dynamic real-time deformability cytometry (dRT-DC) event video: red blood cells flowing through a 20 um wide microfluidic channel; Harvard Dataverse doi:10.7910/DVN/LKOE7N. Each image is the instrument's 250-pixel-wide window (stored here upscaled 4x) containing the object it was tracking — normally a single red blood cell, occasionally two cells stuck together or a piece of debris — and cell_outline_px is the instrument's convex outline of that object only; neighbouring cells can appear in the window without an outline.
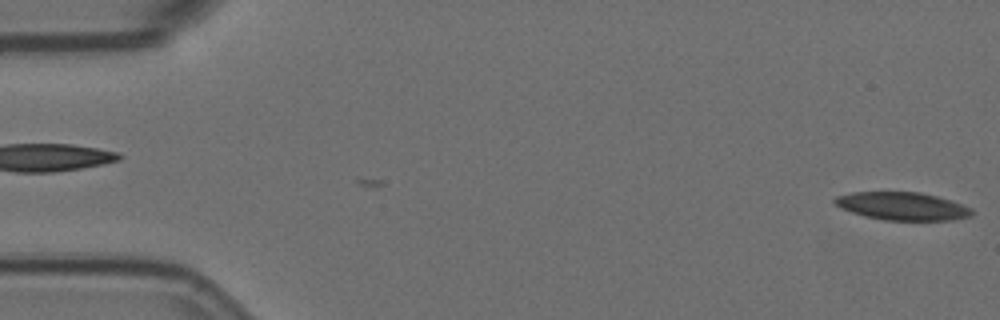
{"species": "Egyptian fruit bat (a non-hibernating species)", "species_latin": "Rousettus aegyptiacus", "temperature_condition": "room temperature", "stored_images_in_passage": 7, "camera_frame_rate_fps": 3000, "um_per_image_px": 0.085, "animal": {"sex": "female"}, "frame": {"image": 1, "passage_image": 7, "time_ms": 2.0, "image_size_px": [1000, 320], "cell_outline_px": [[976, 212], [972, 216], [952, 220], [884, 220], [864, 216], [840, 208], [832, 200], [836, 196], [852, 192], [920, 192], [936, 196], [972, 208]], "centroid_in_image_um": [76.7, 17.53], "position_along_channel_um": 8.3, "area_um2": 22.31}}